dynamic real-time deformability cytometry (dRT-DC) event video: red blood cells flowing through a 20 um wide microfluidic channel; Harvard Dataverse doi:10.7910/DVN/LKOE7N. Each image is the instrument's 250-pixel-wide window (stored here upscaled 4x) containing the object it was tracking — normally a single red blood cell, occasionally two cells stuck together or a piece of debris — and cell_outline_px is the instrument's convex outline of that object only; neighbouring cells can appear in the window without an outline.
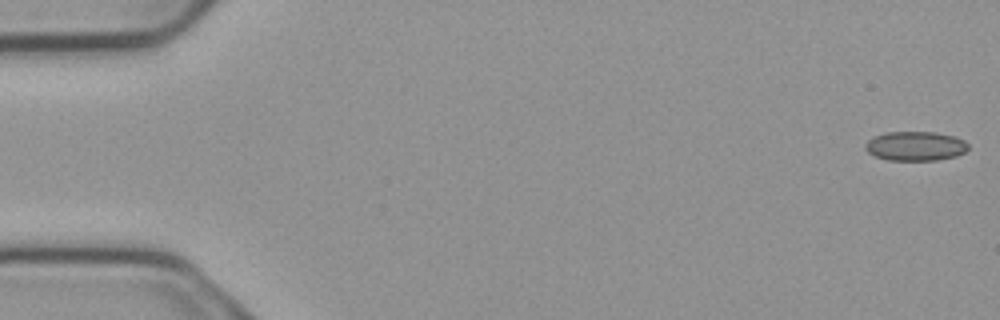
{"species": "common noctule bat (a hibernating species)", "species_latin": "Nyctalus noctula", "temperature_condition": "cold", "stored_images_in_passage": 6, "camera_frame_rate_fps": 3000, "um_per_image_px": 0.085, "animal": {"sex": "male", "body_mass_g": 23.1, "forearm_length_mm": 52.7}, "frame": {"image": 1, "passage_image": 1, "time_ms": 0.0, "image_size_px": [1000, 320], "cell_outline_px": [[968, 148], [964, 152], [956, 156], [936, 160], [888, 160], [876, 156], [868, 152], [864, 148], [864, 144], [868, 140], [884, 132], [936, 132], [952, 136], [964, 140], [968, 144]], "centroid_in_image_um": [77.8, 12.41], "position_along_channel_um": 7.2, "area_um2": 17.51}}
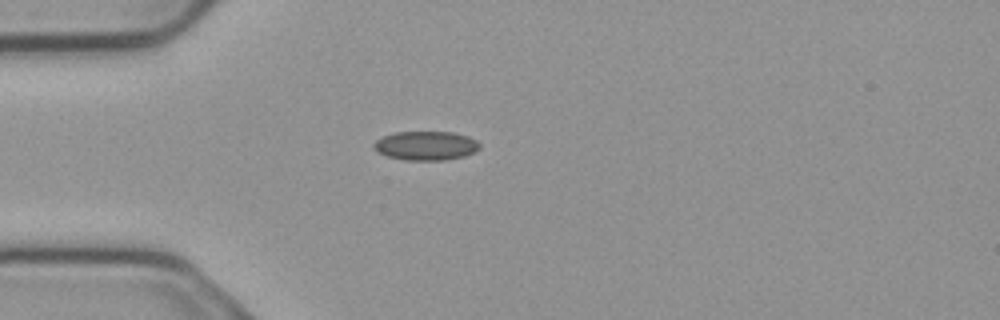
{"frame": {"image": 2, "passage_image": 5, "time_ms": 1.333, "image_size_px": [1000, 320], "cell_outline_px": [[480, 148], [476, 152], [464, 156], [444, 160], [404, 160], [388, 156], [376, 152], [372, 148], [372, 144], [376, 140], [392, 132], [452, 132], [468, 136], [476, 140], [480, 144]], "centroid_in_image_um": [36.18, 12.38], "position_along_channel_um": 48.8, "area_um2": 18.09}}